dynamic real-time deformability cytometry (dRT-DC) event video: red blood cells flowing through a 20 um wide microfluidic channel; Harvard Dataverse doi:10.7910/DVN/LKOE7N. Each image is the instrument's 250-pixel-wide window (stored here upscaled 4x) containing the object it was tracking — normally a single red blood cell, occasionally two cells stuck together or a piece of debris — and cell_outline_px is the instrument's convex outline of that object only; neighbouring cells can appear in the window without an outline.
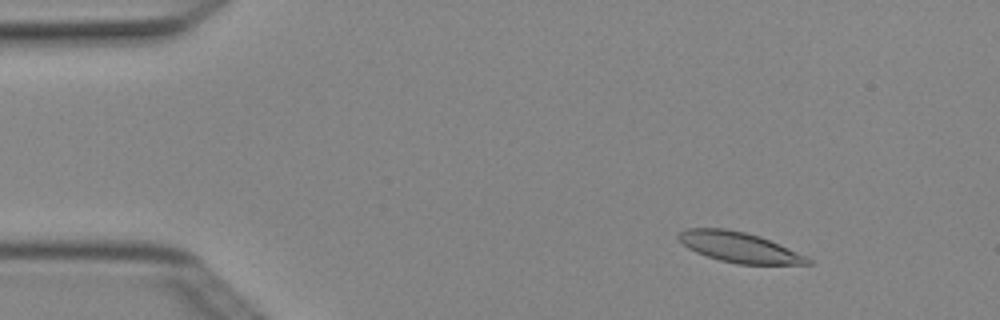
{"species": "Egyptian fruit bat (a non-hibernating species)", "species_latin": "Rousettus aegyptiacus", "temperature_condition": "cold", "stored_images_in_passage": 5, "camera_frame_rate_fps": 3000, "um_per_image_px": 0.085, "animal": {"sex": "female"}, "frame": {"image": 1, "passage_image": 2, "time_ms": 0.333, "image_size_px": [1000, 320], "cell_outline_px": [[812, 264], [736, 264], [720, 260], [696, 252], [688, 248], [676, 236], [680, 232], [688, 228], [728, 228], [760, 236], [780, 244], [808, 256], [812, 260]], "centroid_in_image_um": [62.87, 21.01], "position_along_channel_um": 22.1, "area_um2": 22.77}}
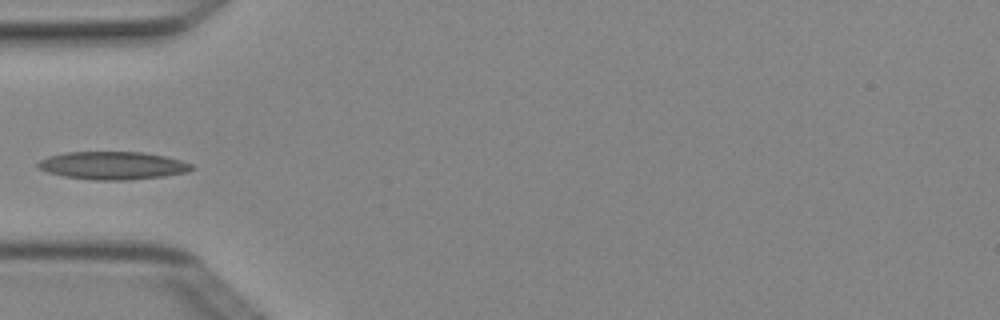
{"frame": {"image": 2, "passage_image": 5, "time_ms": 1.333, "image_size_px": [1000, 320], "cell_outline_px": [[196, 168], [188, 172], [164, 176], [124, 180], [96, 180], [64, 176], [48, 172], [36, 168], [36, 164], [40, 160], [48, 156], [64, 152], [140, 152], [164, 156], [180, 160], [192, 164]], "centroid_in_image_um": [9.57, 14.07], "position_along_channel_um": 75.4, "area_um2": 24.97}}